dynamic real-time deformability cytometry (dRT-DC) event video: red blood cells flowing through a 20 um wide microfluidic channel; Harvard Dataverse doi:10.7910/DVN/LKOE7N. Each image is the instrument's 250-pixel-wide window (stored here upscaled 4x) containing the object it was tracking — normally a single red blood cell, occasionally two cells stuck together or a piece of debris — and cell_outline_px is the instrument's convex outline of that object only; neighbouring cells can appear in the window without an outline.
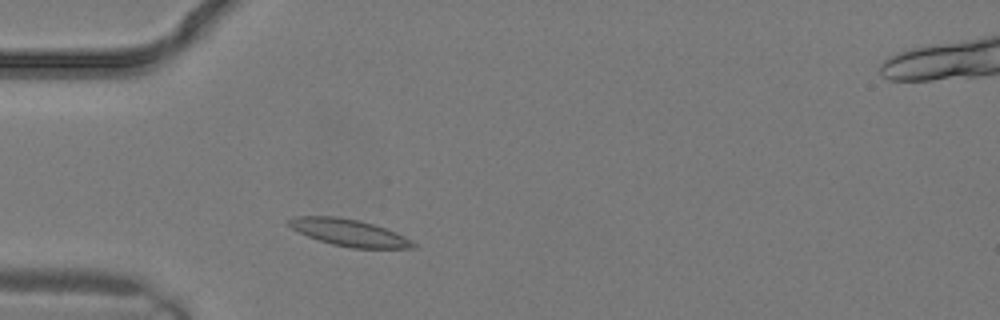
{"species": "common noctule bat (a hibernating species)", "species_latin": "Nyctalus noctula", "temperature_condition": "warm", "stored_images_in_passage": 4, "camera_frame_rate_fps": 3000, "um_per_image_px": 0.085, "animal": {"sex": "male", "body_mass_g": 19.2, "forearm_length_mm": 51.8}, "frame": {"image": 1, "passage_image": 2, "time_ms": 0.333, "image_size_px": [1000, 320], "cell_outline_px": [[416, 248], [352, 248], [332, 244], [308, 236], [292, 228], [284, 220], [296, 216], [340, 216], [360, 220], [376, 224], [396, 232], [412, 240], [416, 244]], "centroid_in_image_um": [29.69, 19.76], "position_along_channel_um": 55.3, "area_um2": 19.65}}
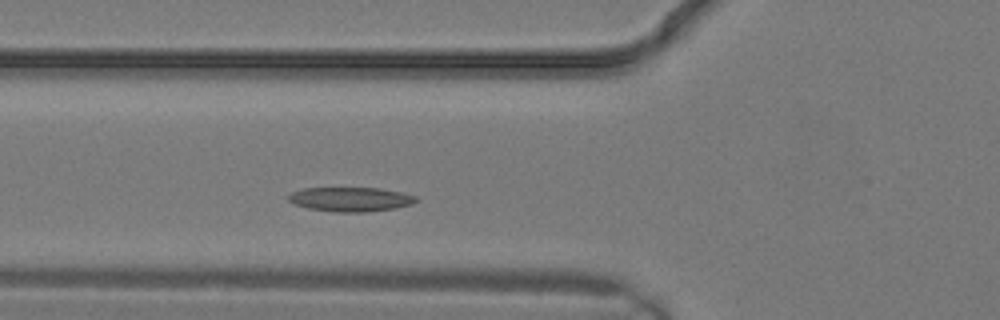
{"frame": {"image": 2, "passage_image": 4, "time_ms": 1.0, "image_size_px": [1000, 320], "cell_outline_px": [[420, 200], [412, 204], [396, 208], [364, 212], [332, 212], [308, 208], [296, 204], [288, 200], [288, 196], [292, 192], [304, 188], [380, 188], [404, 192], [416, 196]], "centroid_in_image_um": [29.85, 16.94], "position_along_channel_um": 95.9, "area_um2": 18.21}}